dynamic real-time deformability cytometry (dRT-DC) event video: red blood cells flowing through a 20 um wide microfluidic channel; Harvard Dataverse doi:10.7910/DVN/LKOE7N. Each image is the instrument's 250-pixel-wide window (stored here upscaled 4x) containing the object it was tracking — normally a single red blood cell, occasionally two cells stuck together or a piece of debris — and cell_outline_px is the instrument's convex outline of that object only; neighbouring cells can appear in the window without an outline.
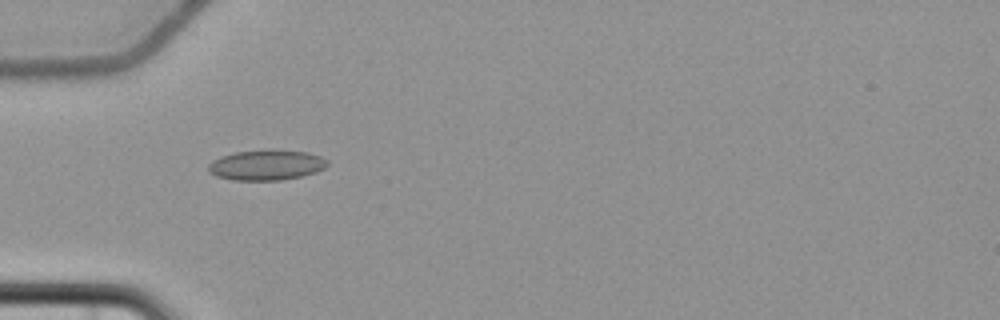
{"species": "common noctule bat (a hibernating species)", "species_latin": "Nyctalus noctula", "temperature_condition": "cold", "stored_images_in_passage": 7, "camera_frame_rate_fps": 3000, "um_per_image_px": 0.085, "animal": {"sex": "female", "body_mass_g": 22.7, "forearm_length_mm": 54.2}, "frame": {"image": 1, "passage_image": 2, "time_ms": 1.333, "image_size_px": [1000, 320], "cell_outline_px": [[328, 164], [324, 168], [316, 172], [300, 176], [280, 180], [232, 180], [216, 176], [208, 172], [208, 164], [212, 160], [220, 156], [236, 152], [272, 148], [308, 152], [320, 156], [328, 160]], "centroid_in_image_um": [22.63, 14.0], "position_along_channel_um": 62.4, "area_um2": 21.39}}
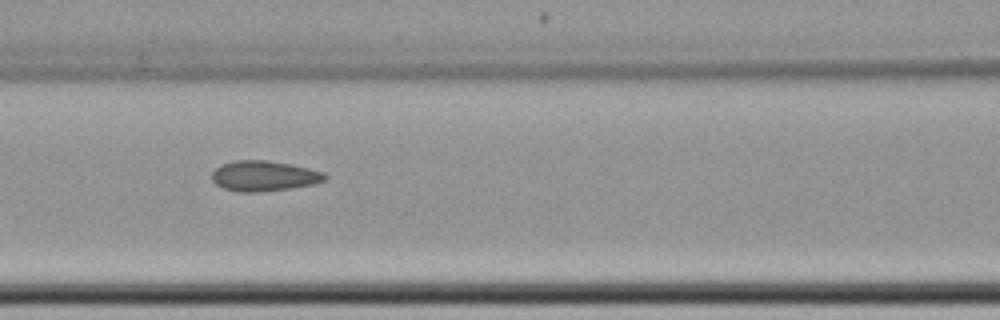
{"frame": {"image": 2, "passage_image": 4, "time_ms": 3.667, "image_size_px": [1000, 320], "cell_outline_px": [[328, 176], [324, 180], [312, 184], [288, 188], [260, 192], [240, 192], [224, 188], [216, 184], [212, 180], [212, 172], [220, 164], [236, 160], [268, 160], [292, 164], [324, 172]], "centroid_in_image_um": [22.42, 14.94], "position_along_channel_um": 144.2, "area_um2": 19.94}}
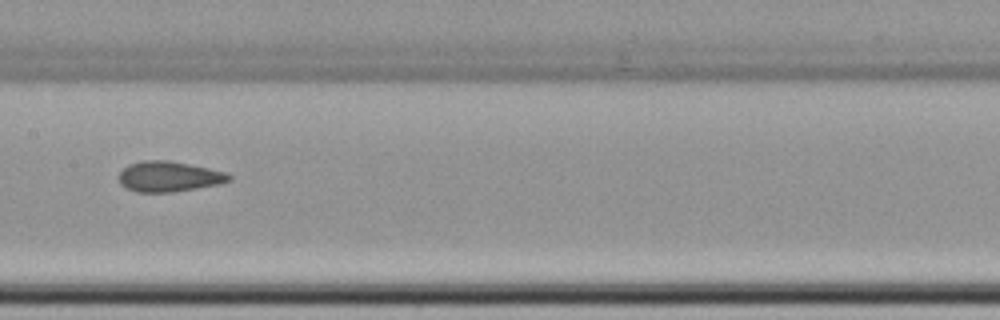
{"frame": {"image": 3, "passage_image": 5, "time_ms": 5.0, "image_size_px": [1000, 320], "cell_outline_px": [[232, 180], [220, 184], [172, 192], [136, 192], [124, 188], [120, 184], [116, 176], [128, 164], [140, 160], [168, 160], [208, 168], [224, 172], [232, 176]], "centroid_in_image_um": [14.3, 15.01], "position_along_channel_um": 193.1, "area_um2": 19.71}}